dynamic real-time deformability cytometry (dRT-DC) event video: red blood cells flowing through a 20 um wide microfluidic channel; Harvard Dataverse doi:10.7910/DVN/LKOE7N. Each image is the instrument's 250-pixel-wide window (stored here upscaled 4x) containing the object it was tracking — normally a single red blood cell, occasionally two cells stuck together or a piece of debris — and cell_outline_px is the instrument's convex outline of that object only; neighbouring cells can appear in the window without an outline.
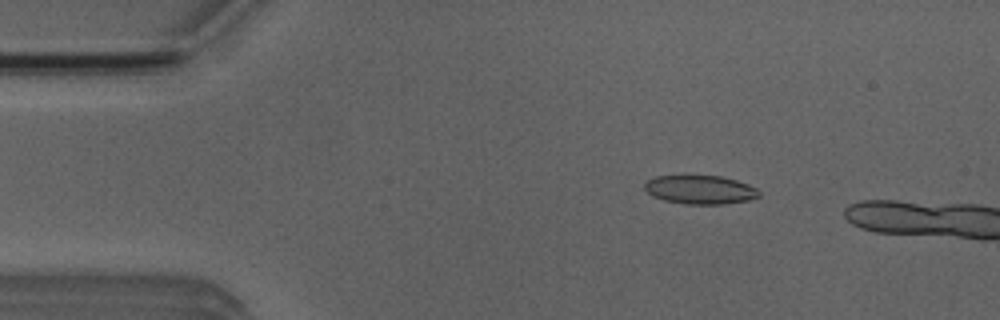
{"species": "Egyptian fruit bat (a non-hibernating species)", "species_latin": "Rousettus aegyptiacus", "temperature_condition": "room temperature", "stored_images_in_passage": 4, "camera_frame_rate_fps": 3000, "um_per_image_px": 0.085, "animal": {"sex": "male"}, "frame": {"image": 1, "passage_image": 1, "time_ms": 0.0, "image_size_px": [1000, 320], "cell_outline_px": [[760, 196], [748, 200], [724, 204], [684, 204], [664, 200], [652, 196], [644, 188], [644, 180], [656, 176], [720, 176], [736, 180], [748, 184], [756, 188], [760, 192]], "centroid_in_image_um": [59.49, 16.12], "position_along_channel_um": 25.5, "area_um2": 19.19}}